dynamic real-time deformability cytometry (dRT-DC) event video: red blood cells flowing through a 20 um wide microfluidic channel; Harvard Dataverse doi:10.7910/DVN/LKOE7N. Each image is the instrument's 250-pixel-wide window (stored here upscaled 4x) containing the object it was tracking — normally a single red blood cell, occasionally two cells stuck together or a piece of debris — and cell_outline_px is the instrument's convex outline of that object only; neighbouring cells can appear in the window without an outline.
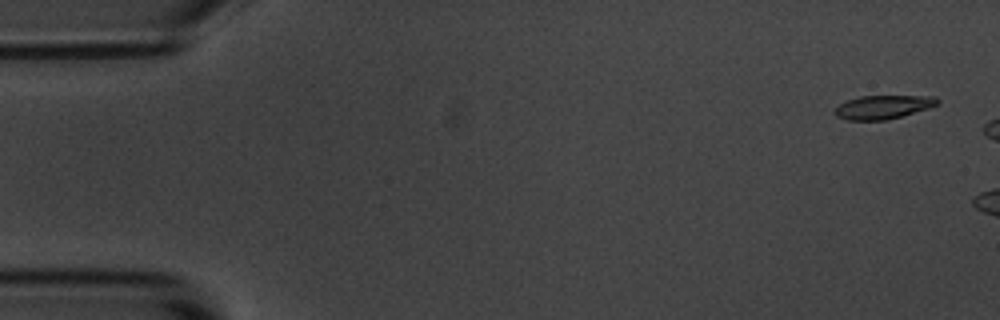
{"species": "common noctule bat (a hibernating species)", "species_latin": "Nyctalus noctula", "temperature_condition": "room temperature", "stored_images_in_passage": 3, "camera_frame_rate_fps": 3000, "um_per_image_px": 0.085, "animal": {"sex": "male", "body_mass_g": 20.1, "forearm_length_mm": 53.5}, "frame": {"image": 1, "passage_image": 1, "time_ms": 0.0, "image_size_px": [1000, 320], "cell_outline_px": [[940, 104], [928, 108], [888, 120], [848, 120], [836, 116], [832, 112], [840, 104], [848, 100], [860, 96], [936, 96], [940, 100]], "centroid_in_image_um": [75.08, 9.1], "position_along_channel_um": 9.9, "area_um2": 14.16}}